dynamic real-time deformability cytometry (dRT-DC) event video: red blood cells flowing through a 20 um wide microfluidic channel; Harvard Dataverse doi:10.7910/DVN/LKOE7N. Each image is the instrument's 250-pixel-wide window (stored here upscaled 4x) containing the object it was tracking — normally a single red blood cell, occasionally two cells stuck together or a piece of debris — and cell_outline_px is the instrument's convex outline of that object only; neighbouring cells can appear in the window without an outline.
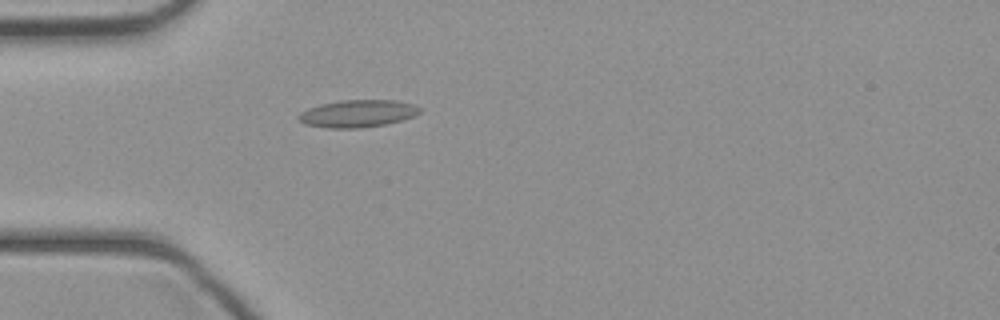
{"species": "common noctule bat (a hibernating species)", "species_latin": "Nyctalus noctula", "temperature_condition": "cold", "stored_images_in_passage": 44, "camera_frame_rate_fps": 3000, "um_per_image_px": 0.085, "animal": {"sex": "female", "body_mass_g": 21.9}, "frame": {"image": 1, "passage_image": 13, "time_ms": 4.0, "image_size_px": [1000, 320], "cell_outline_px": [[420, 112], [416, 116], [404, 120], [384, 124], [360, 128], [328, 128], [304, 124], [296, 116], [300, 112], [308, 108], [320, 104], [340, 100], [396, 100], [412, 104], [420, 108]], "centroid_in_image_um": [30.39, 9.65], "position_along_channel_um": 54.6, "area_um2": 19.42}}
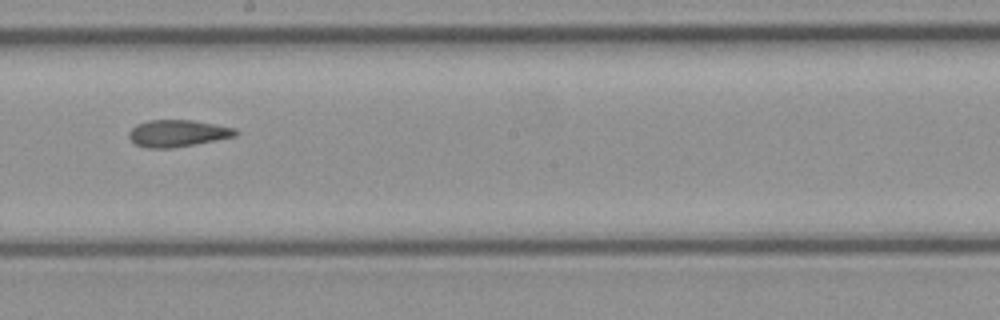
{"frame": {"image": 2, "passage_image": 25, "time_ms": 8.0, "image_size_px": [1000, 320], "cell_outline_px": [[240, 132], [236, 136], [172, 148], [148, 148], [136, 144], [128, 136], [128, 132], [136, 124], [148, 120], [192, 120], [216, 124], [236, 128]], "centroid_in_image_um": [15.11, 11.32], "position_along_channel_um": 233.1, "area_um2": 16.7}}
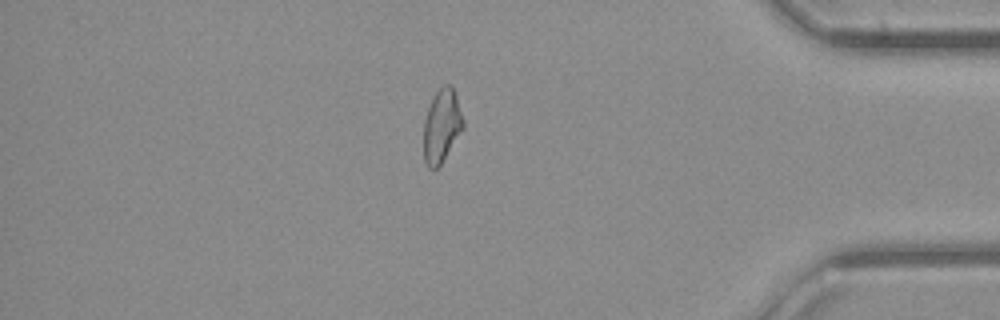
{"frame": {"image": 3, "passage_image": 38, "time_ms": 12.333, "image_size_px": [1000, 320], "cell_outline_px": [[464, 128], [440, 164], [436, 168], [428, 168], [424, 160], [424, 120], [428, 108], [436, 92], [444, 84], [452, 84], [464, 120]], "centroid_in_image_um": [37.55, 10.68], "position_along_channel_um": 397.6, "area_um2": 16.7}}